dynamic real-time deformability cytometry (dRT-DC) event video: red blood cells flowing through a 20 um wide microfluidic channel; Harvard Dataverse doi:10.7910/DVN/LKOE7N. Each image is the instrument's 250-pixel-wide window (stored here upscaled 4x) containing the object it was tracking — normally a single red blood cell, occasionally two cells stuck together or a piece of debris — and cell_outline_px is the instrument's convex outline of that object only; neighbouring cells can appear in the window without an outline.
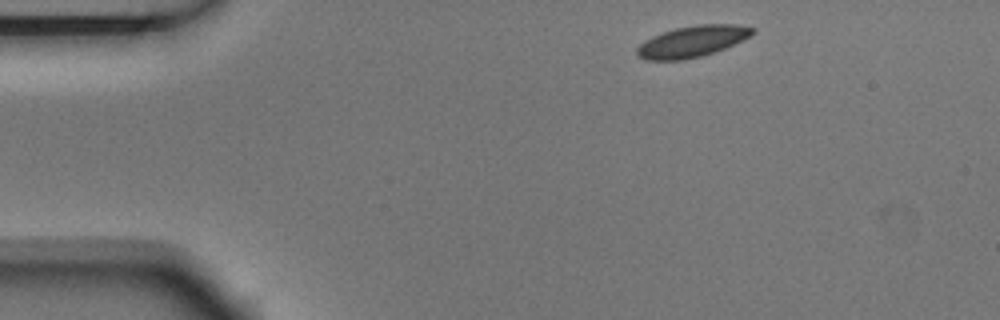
{"species": "Egyptian fruit bat (a non-hibernating species)", "species_latin": "Rousettus aegyptiacus", "temperature_condition": "room temperature", "stored_images_in_passage": 3, "camera_frame_rate_fps": 3000, "um_per_image_px": 0.085, "animal": {"sex": "male"}, "frame": {"image": 1, "passage_image": 1, "time_ms": 0.0, "image_size_px": [1000, 320], "cell_outline_px": [[756, 32], [744, 40], [716, 52], [700, 56], [680, 60], [644, 60], [636, 56], [636, 48], [644, 40], [652, 36], [676, 28], [696, 24], [736, 24], [756, 28]], "centroid_in_image_um": [58.85, 3.52], "position_along_channel_um": 26.1, "area_um2": 21.27}}